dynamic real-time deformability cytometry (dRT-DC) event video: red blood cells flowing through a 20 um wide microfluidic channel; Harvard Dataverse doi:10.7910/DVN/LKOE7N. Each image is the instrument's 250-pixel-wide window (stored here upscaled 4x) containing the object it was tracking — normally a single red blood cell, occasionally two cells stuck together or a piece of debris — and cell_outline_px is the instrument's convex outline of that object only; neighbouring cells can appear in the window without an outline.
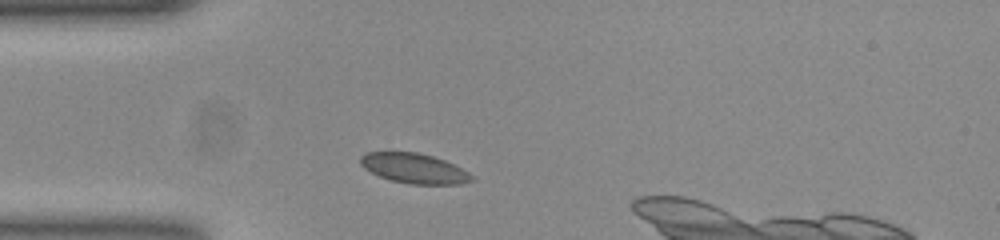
{"species": "common noctule bat (a hibernating species)", "species_latin": "Nyctalus noctula", "temperature_condition": "room temperature", "stored_images_in_passage": 34, "camera_frame_rate_fps": 3000, "um_per_image_px": 0.085, "animal": {"sex": "female", "body_mass_g": 23.0, "forearm_length_mm": 53.4}, "frame": {"image": 1, "passage_image": 3, "time_ms": 0.667, "image_size_px": [1000, 240], "cell_outline_px": [[476, 180], [460, 184], [412, 184], [392, 180], [380, 176], [364, 168], [360, 164], [360, 156], [368, 152], [416, 152], [432, 156], [444, 160], [476, 176]], "centroid_in_image_um": [35.24, 14.31], "position_along_channel_um": 49.8, "area_um2": 19.31}}
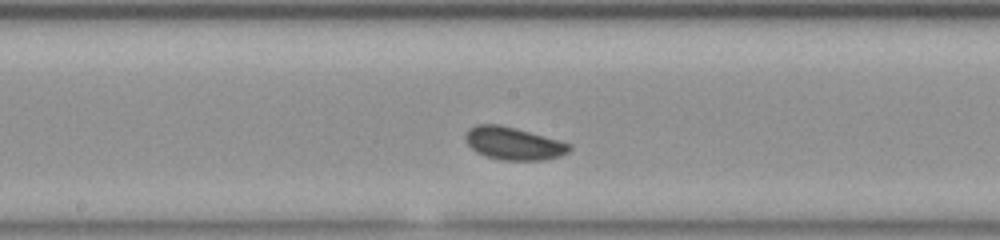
{"frame": {"image": 2, "passage_image": 16, "time_ms": 5.0, "image_size_px": [1000, 240], "cell_outline_px": [[572, 148], [568, 152], [560, 156], [544, 160], [500, 160], [476, 152], [468, 144], [464, 136], [468, 128], [476, 124], [500, 124], [516, 128], [572, 144]], "centroid_in_image_um": [43.64, 12.18], "position_along_channel_um": 204.6, "area_um2": 19.83}}
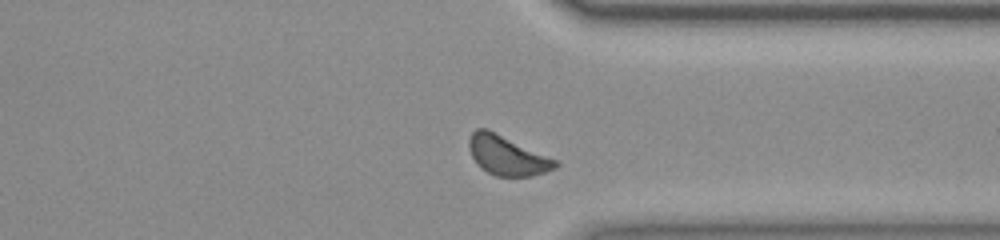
{"frame": {"image": 3, "passage_image": 29, "time_ms": 9.333, "image_size_px": [1000, 240], "cell_outline_px": [[560, 164], [556, 168], [532, 176], [496, 176], [480, 168], [476, 164], [468, 148], [468, 140], [472, 132], [476, 128], [488, 128], [556, 160]], "centroid_in_image_um": [43.07, 13.2], "position_along_channel_um": 368.3, "area_um2": 19.88}}